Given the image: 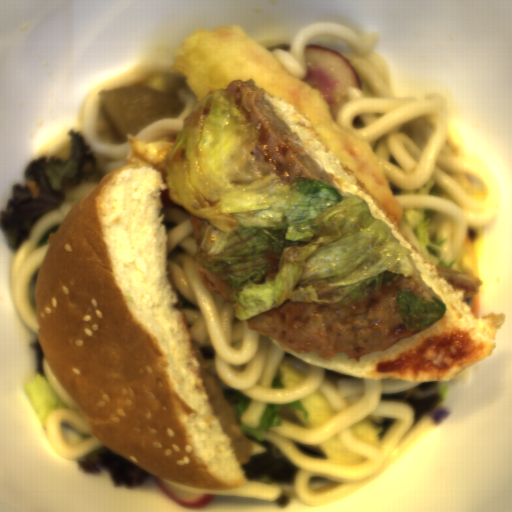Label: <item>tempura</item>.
<instances>
[{
  "mask_svg": "<svg viewBox=\"0 0 512 512\" xmlns=\"http://www.w3.org/2000/svg\"><path fill=\"white\" fill-rule=\"evenodd\" d=\"M172 64L198 102L215 89H227L234 80L253 79L257 87L290 103L394 218L401 234L404 213L375 148L340 125L320 91L286 72L267 46L236 24L223 22L194 33L173 55Z\"/></svg>",
  "mask_w": 512,
  "mask_h": 512,
  "instance_id": "obj_1",
  "label": "tempura"
}]
</instances>
